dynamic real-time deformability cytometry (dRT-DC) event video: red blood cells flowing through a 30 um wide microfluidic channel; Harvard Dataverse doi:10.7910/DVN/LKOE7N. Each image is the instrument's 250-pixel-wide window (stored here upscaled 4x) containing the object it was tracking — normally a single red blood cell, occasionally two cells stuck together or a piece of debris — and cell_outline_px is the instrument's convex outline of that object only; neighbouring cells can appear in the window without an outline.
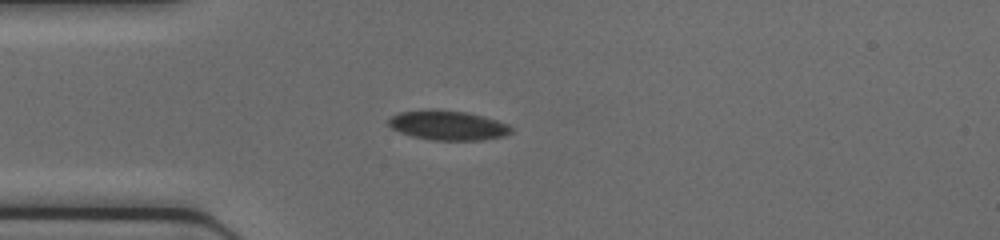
{"species": "common noctule bat (a hibernating species)", "species_latin": "Nyctalus noctula", "temperature_condition": "cold", "stored_images_in_passage": 33, "camera_frame_rate_fps": 3000, "um_per_image_px": 0.085, "animal": {"sex": "female", "body_mass_g": 17.0, "forearm_length_mm": 48.0}, "frame": {"image": 1, "passage_image": 7, "time_ms": 2.0, "image_size_px": [1000, 240], "cell_outline_px": [[512, 132], [504, 136], [480, 140], [432, 140], [412, 136], [400, 132], [392, 128], [388, 124], [388, 120], [392, 116], [400, 112], [464, 112], [484, 116], [508, 124], [512, 128]], "centroid_in_image_um": [38.12, 10.7], "position_along_channel_um": 46.9, "area_um2": 20.23}}
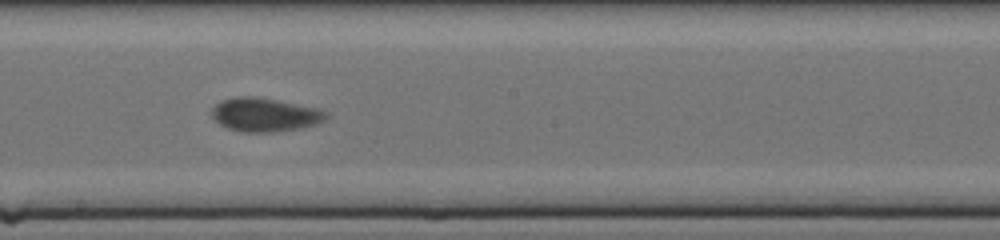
{"frame": {"image": 2, "passage_image": 20, "time_ms": 6.333, "image_size_px": [1000, 240], "cell_outline_px": [[328, 116], [324, 120], [316, 124], [300, 128], [272, 132], [244, 132], [228, 128], [220, 124], [212, 116], [212, 108], [220, 100], [236, 96], [256, 96], [316, 108], [328, 112]], "centroid_in_image_um": [22.49, 9.74], "position_along_channel_um": 225.7, "area_um2": 22.31}}
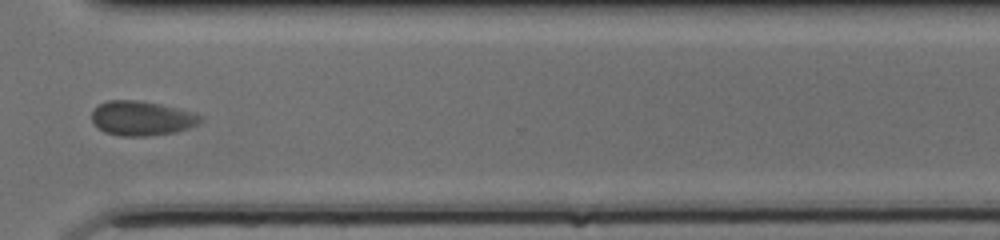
{"frame": {"image": 3, "passage_image": 29, "time_ms": 9.333, "image_size_px": [1000, 240], "cell_outline_px": [[204, 120], [188, 128], [176, 132], [148, 136], [120, 136], [104, 132], [92, 120], [92, 112], [100, 104], [108, 100], [140, 100], [160, 104], [192, 112], [204, 116]], "centroid_in_image_um": [12.07, 10.05], "position_along_channel_um": 358.5, "area_um2": 21.79}}